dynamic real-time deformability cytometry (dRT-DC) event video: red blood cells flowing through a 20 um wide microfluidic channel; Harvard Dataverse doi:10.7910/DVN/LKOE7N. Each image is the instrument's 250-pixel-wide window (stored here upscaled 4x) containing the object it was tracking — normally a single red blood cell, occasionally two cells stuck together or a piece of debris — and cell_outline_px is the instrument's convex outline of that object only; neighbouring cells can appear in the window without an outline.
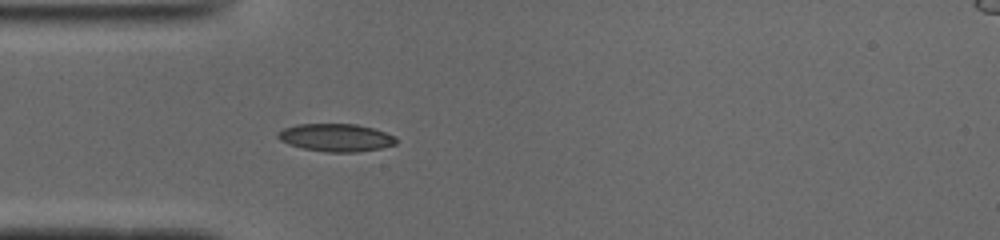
{"species": "common noctule bat (a hibernating species)", "species_latin": "Nyctalus noctula", "temperature_condition": "cold", "stored_images_in_passage": 37, "camera_frame_rate_fps": 3000, "um_per_image_px": 0.085, "animal": {"sex": "male", "body_mass_g": 19.0, "forearm_length_mm": 50.8}, "frame": {"image": 1, "passage_image": 1, "time_ms": 0.0, "image_size_px": [1000, 240], "cell_outline_px": [[396, 144], [380, 148], [356, 152], [328, 152], [304, 148], [288, 144], [280, 140], [276, 136], [284, 128], [296, 124], [356, 124], [372, 128], [396, 136]], "centroid_in_image_um": [28.56, 11.69], "position_along_channel_um": 56.4, "area_um2": 18.96}}
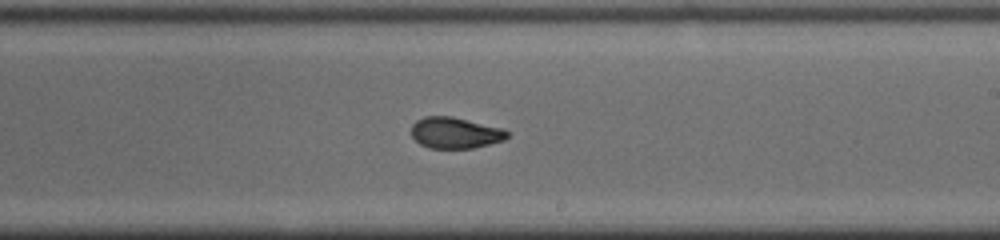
{"frame": {"image": 2, "passage_image": 16, "time_ms": 5.0, "image_size_px": [1000, 240], "cell_outline_px": [[508, 136], [504, 140], [472, 148], [428, 148], [420, 144], [412, 136], [412, 124], [416, 120], [424, 116], [448, 116], [500, 128], [508, 132]], "centroid_in_image_um": [38.64, 11.3], "position_along_channel_um": 250.4, "area_um2": 17.05}}
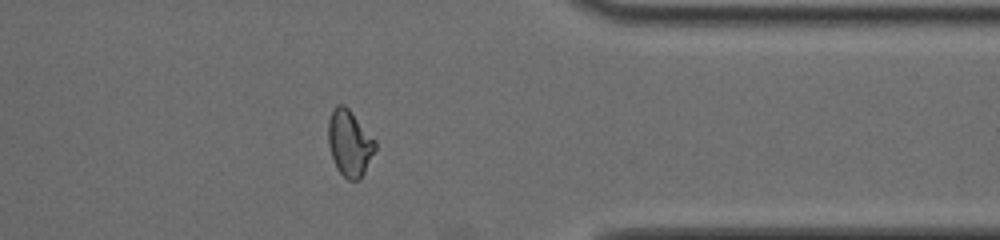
{"frame": {"image": 3, "passage_image": 27, "time_ms": 8.667, "image_size_px": [1000, 240], "cell_outline_px": [[376, 148], [364, 172], [356, 180], [348, 180], [336, 168], [328, 144], [328, 120], [332, 108], [336, 104], [344, 104], [352, 112], [376, 140]], "centroid_in_image_um": [29.7, 12.12], "position_along_channel_um": 381.7, "area_um2": 18.09}, "authors_computed_cell_mechanics": {"area_um2": 18.0914, "velocity_mm_per_s": 3.9344, "shape_relaxation_time_tau1_ms": 6.3301, "shape_relaxation_time_tau2_ms": 1.71, "deformation_change_tau1": 0.1798, "deformation_change_tau2": 0.0575}}